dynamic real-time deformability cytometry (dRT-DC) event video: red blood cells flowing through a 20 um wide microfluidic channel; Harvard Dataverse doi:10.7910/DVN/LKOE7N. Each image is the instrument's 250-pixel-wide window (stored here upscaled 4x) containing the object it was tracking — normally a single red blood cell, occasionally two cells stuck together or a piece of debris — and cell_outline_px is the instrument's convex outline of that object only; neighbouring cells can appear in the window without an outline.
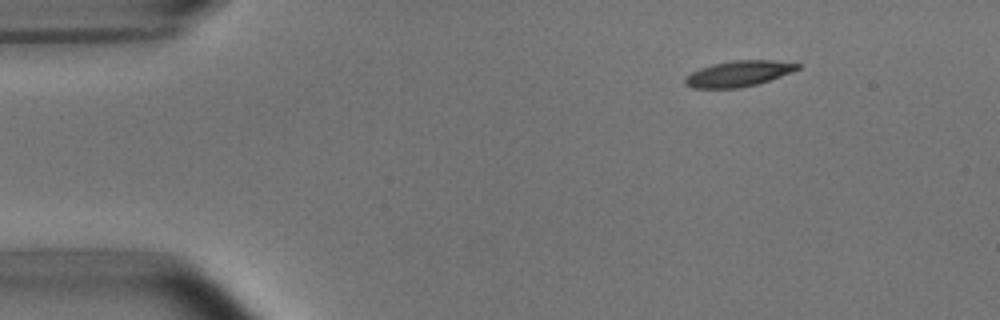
{"species": "common noctule bat (a hibernating species)", "species_latin": "Nyctalus noctula", "temperature_condition": "room temperature", "stored_images_in_passage": 3, "camera_frame_rate_fps": 3000, "um_per_image_px": 0.085, "animal": {"sex": "male", "body_mass_g": 15.6}, "frame": {"image": 1, "passage_image": 1, "time_ms": 0.0, "image_size_px": [1000, 320], "cell_outline_px": [[800, 68], [792, 72], [756, 84], [736, 88], [692, 88], [684, 84], [684, 80], [692, 72], [700, 68], [712, 64], [732, 60], [776, 60], [800, 64]], "centroid_in_image_um": [62.77, 6.25], "position_along_channel_um": 22.2, "area_um2": 16.76}}